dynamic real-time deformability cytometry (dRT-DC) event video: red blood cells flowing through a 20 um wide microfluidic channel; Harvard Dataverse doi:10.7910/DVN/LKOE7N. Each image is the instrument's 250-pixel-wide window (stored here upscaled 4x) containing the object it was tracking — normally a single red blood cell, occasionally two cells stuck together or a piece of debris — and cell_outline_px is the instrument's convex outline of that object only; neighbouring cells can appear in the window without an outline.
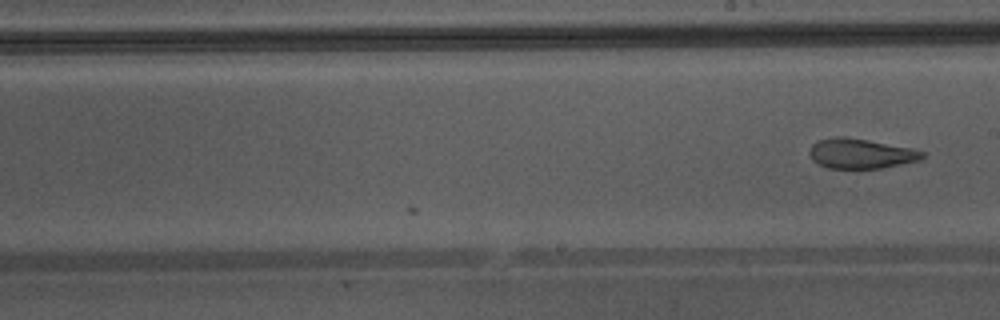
{"species": "Egyptian fruit bat (a non-hibernating species)", "species_latin": "Rousettus aegyptiacus", "temperature_condition": "warm", "stored_images_in_passage": 26, "camera_frame_rate_fps": 3000, "um_per_image_px": 0.085, "animal": {"sex": "male"}, "frame": {"image": 1, "passage_image": 26, "time_ms": 8.333, "image_size_px": [1000, 320], "cell_outline_px": [[924, 156], [920, 160], [884, 168], [828, 168], [812, 160], [808, 152], [812, 144], [820, 140], [836, 136], [844, 136], [868, 140], [912, 148], [924, 152]], "centroid_in_image_um": [73.16, 13.05], "position_along_channel_um": 215.8, "area_um2": 19.65}}